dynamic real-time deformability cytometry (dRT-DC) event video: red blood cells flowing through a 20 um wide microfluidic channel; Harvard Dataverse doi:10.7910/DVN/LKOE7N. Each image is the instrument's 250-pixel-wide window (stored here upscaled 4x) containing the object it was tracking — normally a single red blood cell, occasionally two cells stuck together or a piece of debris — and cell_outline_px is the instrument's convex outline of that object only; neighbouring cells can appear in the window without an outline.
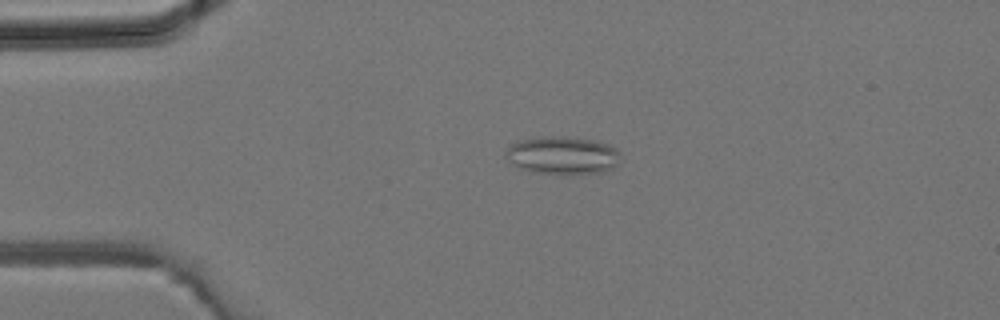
{"species": "common noctule bat (a hibernating species)", "species_latin": "Nyctalus noctula", "temperature_condition": "room temperature", "stored_images_in_passage": 3, "camera_frame_rate_fps": 3000, "um_per_image_px": 0.085, "animal": {"sex": "male", "body_mass_g": 19.2, "forearm_length_mm": 51.8}, "frame": {"image": 1, "passage_image": 2, "time_ms": 0.333, "image_size_px": [1000, 320], "cell_outline_px": [[620, 164], [604, 172], [532, 172], [512, 164], [504, 156], [504, 152], [512, 144], [520, 140], [544, 136], [564, 136], [596, 140], [608, 144], [616, 148], [620, 152]], "centroid_in_image_um": [47.84, 13.17], "position_along_channel_um": 37.2, "area_um2": 25.09}}